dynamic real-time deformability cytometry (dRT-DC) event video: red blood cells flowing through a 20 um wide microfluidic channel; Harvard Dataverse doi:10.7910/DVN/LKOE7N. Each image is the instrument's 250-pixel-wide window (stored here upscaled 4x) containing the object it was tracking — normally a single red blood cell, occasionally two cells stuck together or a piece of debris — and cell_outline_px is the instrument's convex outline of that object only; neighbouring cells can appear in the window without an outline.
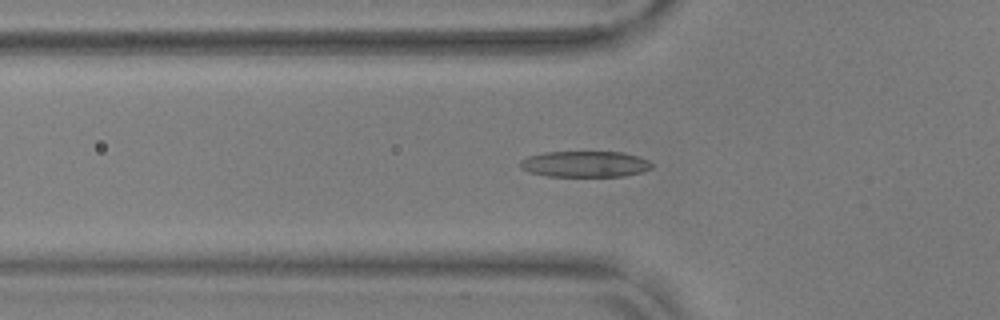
{"species": "common noctule bat (a hibernating species)", "species_latin": "Nyctalus noctula", "temperature_condition": "warm", "stored_images_in_passage": 28, "camera_frame_rate_fps": 3000, "um_per_image_px": 0.085, "animal": {"sex": "male", "body_mass_g": 17.9, "forearm_length_mm": 54.2}, "frame": {"image": 1, "passage_image": 5, "time_ms": 1.333, "image_size_px": [1000, 320], "cell_outline_px": [[652, 168], [644, 172], [624, 176], [548, 176], [528, 172], [520, 168], [520, 160], [528, 156], [544, 152], [624, 152], [648, 160], [652, 164]], "centroid_in_image_um": [49.72, 13.95], "position_along_channel_um": 76.1, "area_um2": 20.06}}
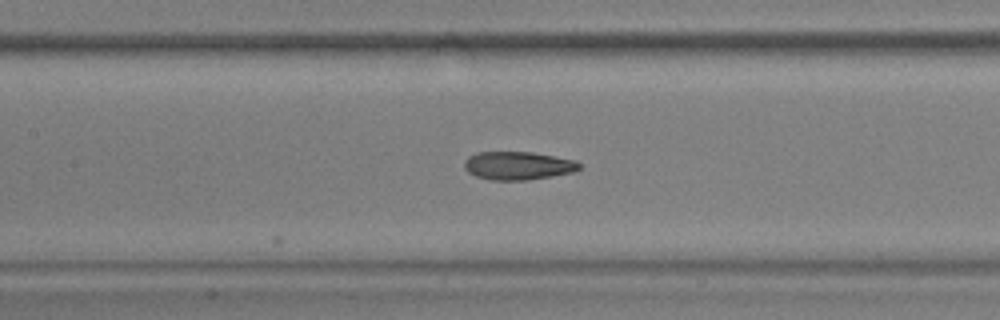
{"frame": {"image": 2, "passage_image": 12, "time_ms": 3.667, "image_size_px": [1000, 320], "cell_outline_px": [[580, 168], [572, 172], [552, 176], [528, 180], [492, 180], [476, 176], [468, 172], [464, 168], [464, 160], [468, 156], [476, 152], [532, 152], [576, 160], [580, 164]], "centroid_in_image_um": [44.0, 14.07], "position_along_channel_um": 163.4, "area_um2": 18.96}}
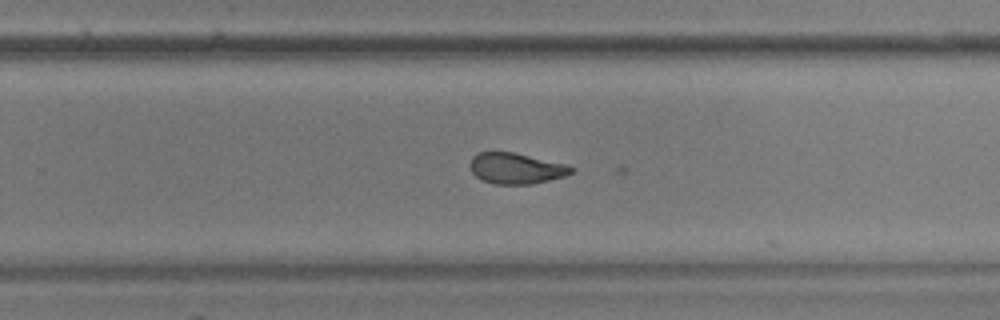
{"frame": {"image": 3, "passage_image": 22, "time_ms": 7.0, "image_size_px": [1000, 320], "cell_outline_px": [[572, 172], [564, 176], [532, 184], [496, 184], [484, 180], [476, 176], [472, 172], [472, 156], [480, 152], [512, 152], [568, 164], [572, 168]], "centroid_in_image_um": [43.89, 14.31], "position_along_channel_um": 285.9, "area_um2": 17.86}}